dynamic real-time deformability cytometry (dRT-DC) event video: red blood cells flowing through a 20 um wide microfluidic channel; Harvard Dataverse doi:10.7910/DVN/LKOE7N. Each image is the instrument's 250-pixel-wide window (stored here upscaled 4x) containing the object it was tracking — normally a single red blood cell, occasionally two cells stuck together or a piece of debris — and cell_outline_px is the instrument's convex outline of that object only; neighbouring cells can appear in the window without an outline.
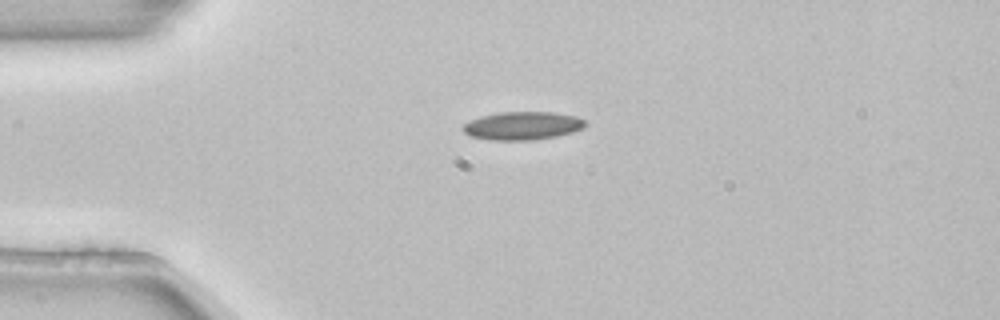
{"species": "common noctule bat (a hibernating species)", "species_latin": "Nyctalus noctula", "temperature_condition": "room temperature", "stored_images_in_passage": 4, "camera_frame_rate_fps": 3000, "um_per_image_px": 0.085, "animal": {"sex": "female", "body_mass_g": 22.7, "forearm_length_mm": 54.2}, "frame": {"image": 1, "passage_image": 4, "time_ms": 1.0, "image_size_px": [1000, 320], "cell_outline_px": [[588, 124], [584, 128], [572, 132], [556, 136], [536, 140], [488, 140], [468, 136], [460, 128], [468, 120], [480, 116], [500, 112], [552, 112], [576, 116], [588, 120]], "centroid_in_image_um": [44.41, 10.69], "position_along_channel_um": 40.6, "area_um2": 20.52}}